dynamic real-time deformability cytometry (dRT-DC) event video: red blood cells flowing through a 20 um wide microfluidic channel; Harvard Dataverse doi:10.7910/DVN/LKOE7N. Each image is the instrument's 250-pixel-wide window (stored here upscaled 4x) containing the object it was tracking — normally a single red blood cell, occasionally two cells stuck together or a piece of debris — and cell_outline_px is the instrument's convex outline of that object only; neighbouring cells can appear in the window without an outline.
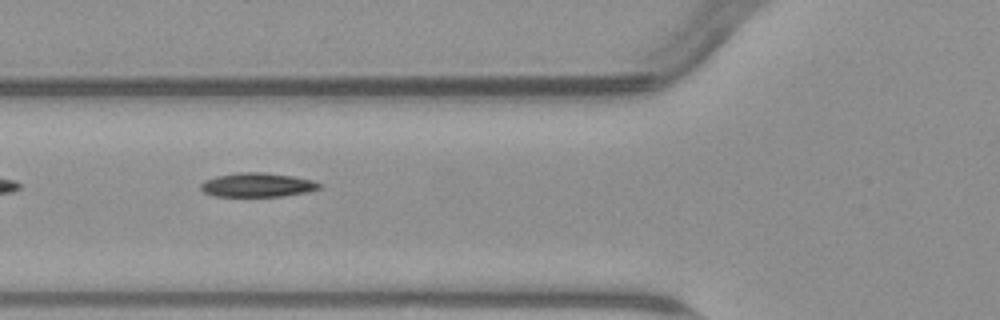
{"species": "common noctule bat (a hibernating species)", "species_latin": "Nyctalus noctula", "temperature_condition": "warm", "stored_images_in_passage": 6, "camera_frame_rate_fps": 3000, "um_per_image_px": 0.085, "animal": {"sex": "male", "body_mass_g": 23.1, "forearm_length_mm": 52.7}, "frame": {"image": 1, "passage_image": 6, "time_ms": 6.0, "image_size_px": [1000, 320], "cell_outline_px": [[320, 188], [308, 192], [284, 196], [216, 196], [204, 192], [200, 188], [200, 184], [204, 180], [216, 176], [236, 172], [264, 172], [292, 176], [312, 180], [320, 184]], "centroid_in_image_um": [21.85, 15.71], "position_along_channel_um": 103.9, "area_um2": 16.65}}